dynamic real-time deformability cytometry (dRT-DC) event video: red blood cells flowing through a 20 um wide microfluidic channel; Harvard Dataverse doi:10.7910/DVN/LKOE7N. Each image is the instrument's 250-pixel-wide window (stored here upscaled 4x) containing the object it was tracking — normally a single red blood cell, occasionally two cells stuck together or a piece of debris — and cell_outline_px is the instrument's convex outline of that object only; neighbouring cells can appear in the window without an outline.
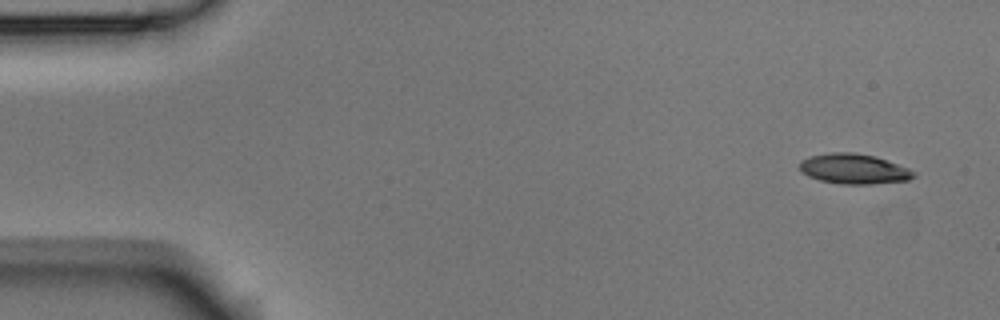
{"species": "Egyptian fruit bat (a non-hibernating species)", "species_latin": "Rousettus aegyptiacus", "temperature_condition": "room temperature", "stored_images_in_passage": 4, "camera_frame_rate_fps": 3000, "um_per_image_px": 0.085, "animal": {"sex": "male"}, "frame": {"image": 1, "passage_image": 1, "time_ms": 0.0, "image_size_px": [1000, 320], "cell_outline_px": [[916, 176], [908, 180], [872, 184], [844, 184], [820, 180], [808, 176], [800, 168], [800, 160], [808, 156], [832, 152], [852, 152], [876, 156], [908, 168], [916, 172]], "centroid_in_image_um": [72.59, 14.34], "position_along_channel_um": 12.4, "area_um2": 20.0}}
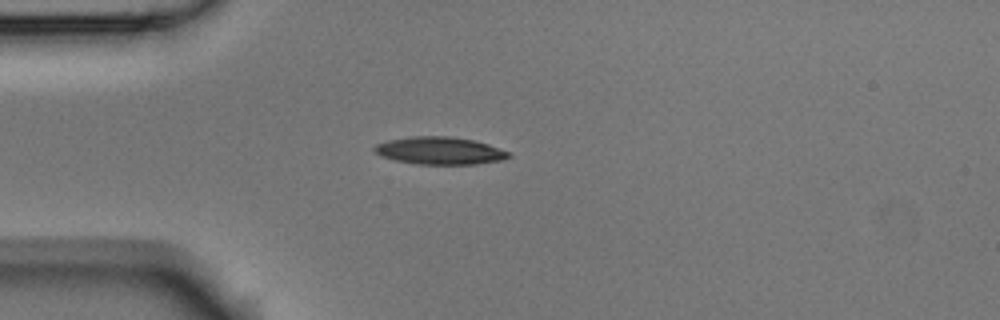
{"frame": {"image": 2, "passage_image": 4, "time_ms": 1.0, "image_size_px": [1000, 320], "cell_outline_px": [[512, 156], [500, 160], [476, 164], [416, 164], [396, 160], [380, 156], [372, 148], [376, 144], [388, 140], [412, 136], [448, 136], [472, 140], [488, 144], [512, 152]], "centroid_in_image_um": [37.39, 12.81], "position_along_channel_um": 47.6, "area_um2": 21.5}}